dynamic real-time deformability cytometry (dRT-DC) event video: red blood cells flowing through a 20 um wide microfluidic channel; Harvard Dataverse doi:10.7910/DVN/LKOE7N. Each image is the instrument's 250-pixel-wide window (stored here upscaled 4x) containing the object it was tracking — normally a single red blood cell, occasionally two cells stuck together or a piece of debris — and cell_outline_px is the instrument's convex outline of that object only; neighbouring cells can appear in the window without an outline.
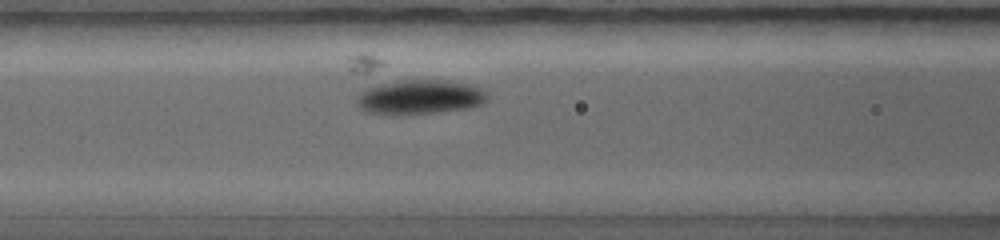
{"species": "common noctule bat (a hibernating species)", "species_latin": "Nyctalus noctula", "temperature_condition": "warm", "stored_images_in_passage": 7, "camera_frame_rate_fps": 5000, "um_per_image_px": 0.085, "animal": {"sex": "female", "body_mass_g": 19.0, "forearm_length_mm": 56.7}, "frame": {"image": 1, "passage_image": 7, "time_ms": 2.6, "image_size_px": [1000, 240], "cell_outline_px": [[488, 96], [480, 104], [464, 108], [436, 112], [372, 112], [360, 108], [356, 100], [360, 92], [372, 84], [404, 80], [436, 80], [464, 84], [480, 88]], "centroid_in_image_um": [35.63, 8.21], "position_along_channel_um": 131.0, "area_um2": 24.91}}